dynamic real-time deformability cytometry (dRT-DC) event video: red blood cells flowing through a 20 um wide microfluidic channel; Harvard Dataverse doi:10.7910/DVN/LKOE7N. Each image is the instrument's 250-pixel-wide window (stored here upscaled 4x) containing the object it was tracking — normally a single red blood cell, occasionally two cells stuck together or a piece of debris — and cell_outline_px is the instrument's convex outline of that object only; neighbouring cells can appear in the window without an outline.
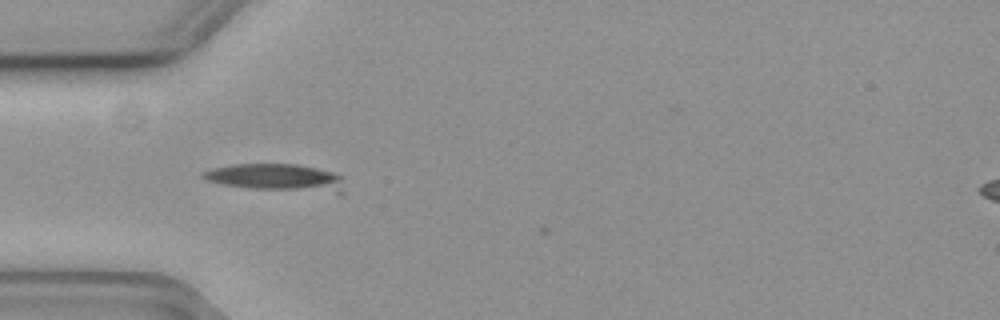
{"species": "common noctule bat (a hibernating species)", "species_latin": "Nyctalus noctula", "temperature_condition": "cold", "stored_images_in_passage": 2, "camera_frame_rate_fps": 3000, "um_per_image_px": 0.085, "animal": {"sex": "female", "body_mass_g": 19.3, "forearm_length_mm": 54.1}, "frame": {"image": 1, "passage_image": 1, "time_ms": 0.0, "image_size_px": [1000, 320], "cell_outline_px": [[344, 192], [340, 196], [256, 188], [224, 184], [208, 180], [200, 176], [204, 172], [216, 168], [232, 164], [296, 164], [316, 168], [332, 172], [340, 176]], "centroid_in_image_um": [23.66, 15.13], "position_along_channel_um": 61.3, "area_um2": 22.66}}